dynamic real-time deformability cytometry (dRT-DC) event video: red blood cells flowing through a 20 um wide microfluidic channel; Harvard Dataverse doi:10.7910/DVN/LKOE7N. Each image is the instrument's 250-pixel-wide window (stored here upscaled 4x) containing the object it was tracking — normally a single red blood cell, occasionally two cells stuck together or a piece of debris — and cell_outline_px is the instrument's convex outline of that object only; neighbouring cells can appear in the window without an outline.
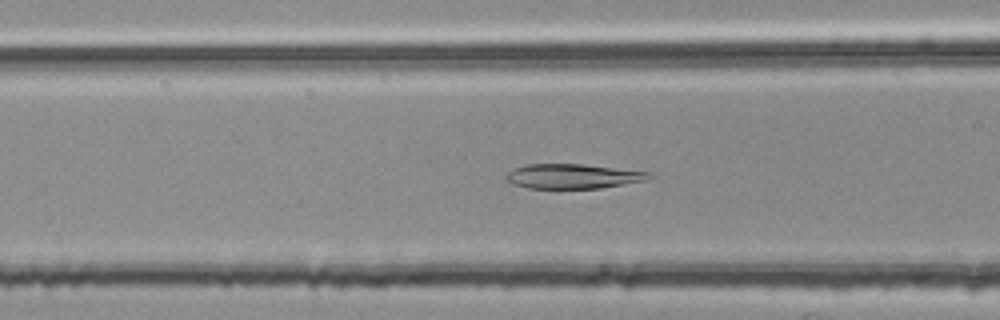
{"species": "common noctule bat (a hibernating species)", "species_latin": "Nyctalus noctula", "temperature_condition": "room temperature", "stored_images_in_passage": 36, "camera_frame_rate_fps": 3000, "um_per_image_px": 0.085, "animal": {"sex": "female", "body_mass_g": 25.1}, "frame": {"image": 1, "passage_image": 10, "time_ms": 3.0, "image_size_px": [1000, 320], "cell_outline_px": [[652, 176], [648, 180], [600, 188], [528, 188], [512, 184], [504, 180], [504, 176], [512, 168], [528, 164], [584, 164], [652, 172]], "centroid_in_image_um": [48.67, 14.98], "position_along_channel_um": 117.9, "area_um2": 20.75}}
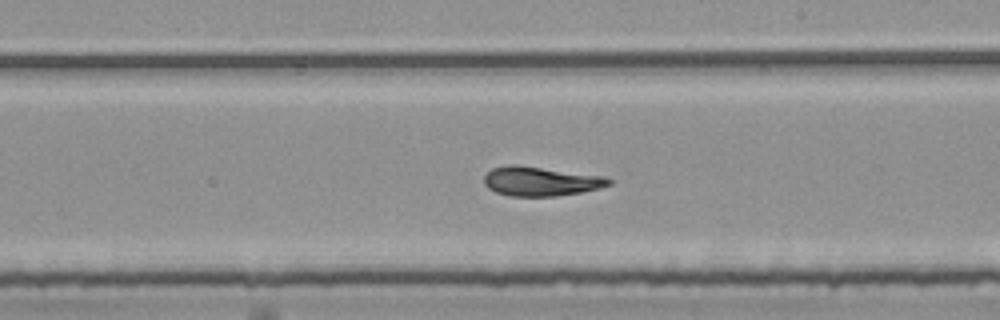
{"frame": {"image": 2, "passage_image": 20, "time_ms": 6.333, "image_size_px": [1000, 320], "cell_outline_px": [[612, 184], [600, 188], [580, 192], [556, 196], [508, 196], [496, 192], [488, 188], [484, 184], [484, 176], [492, 168], [508, 164], [516, 164], [604, 176], [612, 180]], "centroid_in_image_um": [45.94, 15.4], "position_along_channel_um": 243.1, "area_um2": 21.39}}
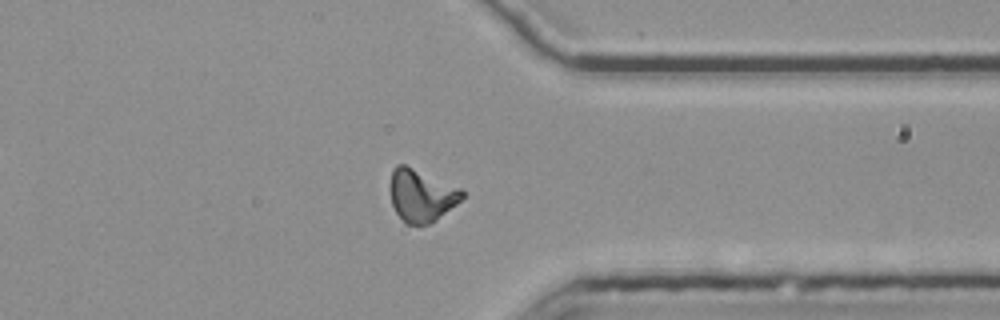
{"frame": {"image": 3, "passage_image": 31, "time_ms": 10.0, "image_size_px": [1000, 320], "cell_outline_px": [[464, 196], [456, 204], [436, 220], [428, 224], [408, 224], [396, 212], [392, 204], [388, 188], [392, 168], [396, 164], [404, 164], [460, 188], [464, 192]], "centroid_in_image_um": [35.77, 16.59], "position_along_channel_um": 375.6, "area_um2": 21.85}, "authors_computed_cell_mechanics": {"area_um2": 21.386, "velocity_mm_per_s": 3.7743, "shape_relaxation_time_tau1_ms": 5.3722, "shape_relaxation_time_tau2_ms": 1.6059, "deformation_change_tau1": 0.1779, "deformation_change_tau2": 0.0803}}